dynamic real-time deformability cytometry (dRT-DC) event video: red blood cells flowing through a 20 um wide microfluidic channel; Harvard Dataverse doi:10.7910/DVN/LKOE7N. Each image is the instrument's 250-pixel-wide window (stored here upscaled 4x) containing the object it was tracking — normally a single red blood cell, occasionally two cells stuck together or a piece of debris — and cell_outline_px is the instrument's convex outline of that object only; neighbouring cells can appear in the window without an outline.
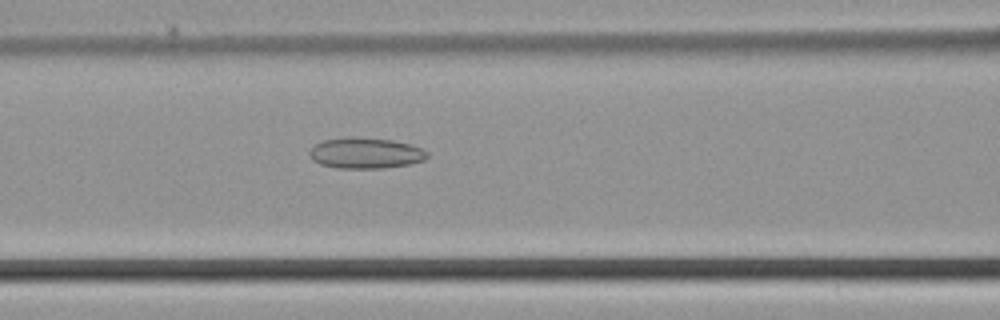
{"species": "common noctule bat (a hibernating species)", "species_latin": "Nyctalus noctula", "temperature_condition": "cold", "stored_images_in_passage": 9, "camera_frame_rate_fps": 3000, "um_per_image_px": 0.085, "animal": {"sex": "male", "body_mass_g": 21.5, "forearm_length_mm": 52.0}, "frame": {"image": 1, "passage_image": 8, "time_ms": 2.333, "image_size_px": [1000, 320], "cell_outline_px": [[428, 156], [424, 160], [408, 164], [384, 168], [336, 168], [320, 164], [312, 160], [308, 156], [308, 152], [316, 144], [324, 140], [352, 136], [392, 140], [412, 144], [428, 152]], "centroid_in_image_um": [31.05, 13.01], "position_along_channel_um": 135.5, "area_um2": 21.27}}